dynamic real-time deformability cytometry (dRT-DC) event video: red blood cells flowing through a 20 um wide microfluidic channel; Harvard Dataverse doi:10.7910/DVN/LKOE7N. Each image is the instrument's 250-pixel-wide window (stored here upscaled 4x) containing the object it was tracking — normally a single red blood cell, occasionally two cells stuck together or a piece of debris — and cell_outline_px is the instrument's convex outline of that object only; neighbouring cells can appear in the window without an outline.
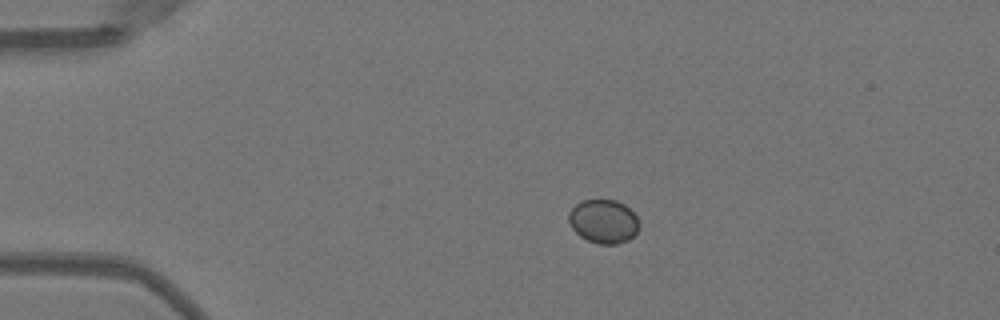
{"species": "Egyptian fruit bat (a non-hibernating species)", "species_latin": "Rousettus aegyptiacus", "temperature_condition": "warm", "stored_images_in_passage": 53, "camera_frame_rate_fps": 3000, "um_per_image_px": 0.085, "animal": {"sex": "female"}, "frame": {"image": 1, "passage_image": 12, "time_ms": 3.667, "image_size_px": [1000, 320], "cell_outline_px": [[640, 224], [636, 232], [628, 240], [616, 244], [600, 244], [588, 240], [580, 236], [572, 228], [568, 220], [568, 212], [576, 204], [584, 200], [616, 200], [624, 204], [636, 216]], "centroid_in_image_um": [51.29, 18.81], "position_along_channel_um": 33.7, "area_um2": 17.86}}
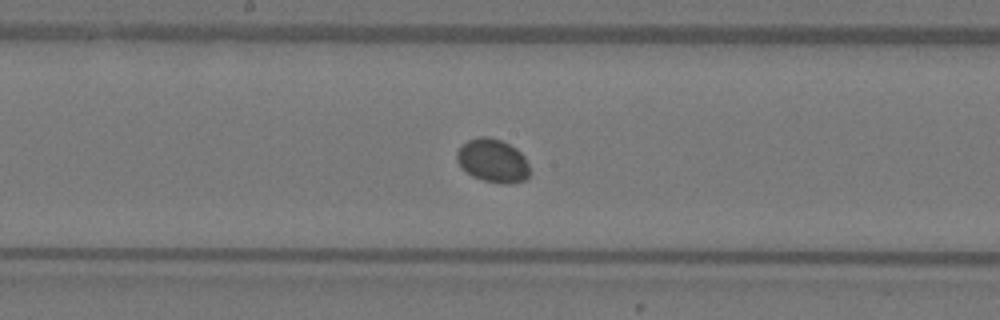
{"frame": {"image": 2, "passage_image": 29, "time_ms": 9.333, "image_size_px": [1000, 320], "cell_outline_px": [[532, 172], [524, 180], [508, 184], [504, 184], [484, 180], [472, 176], [456, 160], [456, 152], [460, 144], [468, 140], [480, 136], [488, 136], [500, 140], [516, 148], [524, 156]], "centroid_in_image_um": [41.89, 13.64], "position_along_channel_um": 206.3, "area_um2": 18.5}}
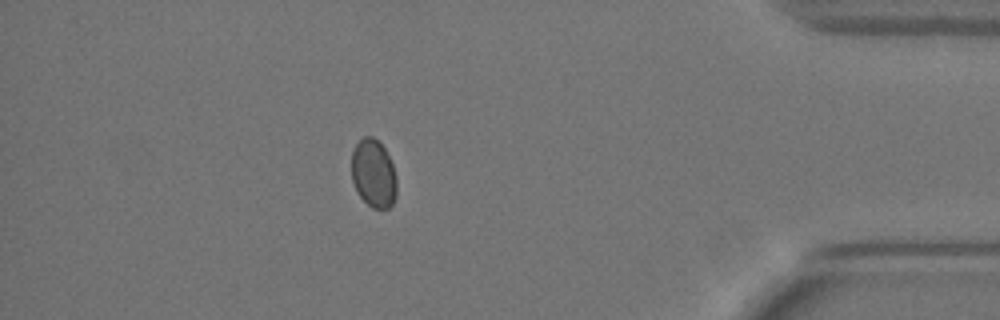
{"frame": {"image": 3, "passage_image": 47, "time_ms": 15.333, "image_size_px": [1000, 320], "cell_outline_px": [[396, 196], [392, 204], [388, 208], [372, 208], [356, 192], [352, 180], [352, 152], [356, 144], [364, 136], [372, 136], [384, 148], [392, 164], [396, 176]], "centroid_in_image_um": [31.74, 14.76], "position_along_channel_um": 403.5, "area_um2": 17.8}}